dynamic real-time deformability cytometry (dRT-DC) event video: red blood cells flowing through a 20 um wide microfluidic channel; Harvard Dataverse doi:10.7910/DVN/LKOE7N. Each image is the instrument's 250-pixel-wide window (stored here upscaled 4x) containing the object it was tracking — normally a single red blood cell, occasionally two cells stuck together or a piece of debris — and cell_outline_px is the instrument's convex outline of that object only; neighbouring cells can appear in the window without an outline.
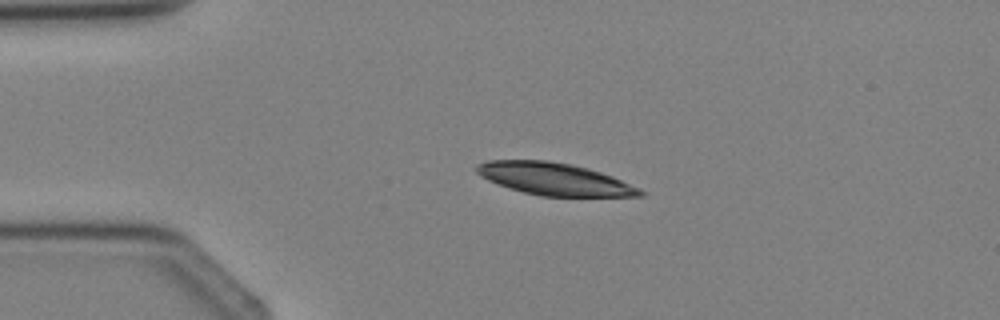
{"species": "Egyptian fruit bat (a non-hibernating species)", "species_latin": "Rousettus aegyptiacus", "temperature_condition": "cold", "stored_images_in_passage": 2, "camera_frame_rate_fps": 3000, "um_per_image_px": 0.085, "animal": {"sex": "female"}, "frame": {"image": 1, "passage_image": 1, "time_ms": 0.0, "image_size_px": [1000, 320], "cell_outline_px": [[648, 192], [644, 196], [540, 196], [524, 192], [488, 180], [480, 176], [472, 168], [476, 164], [488, 160], [548, 160], [572, 164], [588, 168], [612, 176], [640, 188]], "centroid_in_image_um": [47.13, 15.2], "position_along_channel_um": 37.9, "area_um2": 30.81}}